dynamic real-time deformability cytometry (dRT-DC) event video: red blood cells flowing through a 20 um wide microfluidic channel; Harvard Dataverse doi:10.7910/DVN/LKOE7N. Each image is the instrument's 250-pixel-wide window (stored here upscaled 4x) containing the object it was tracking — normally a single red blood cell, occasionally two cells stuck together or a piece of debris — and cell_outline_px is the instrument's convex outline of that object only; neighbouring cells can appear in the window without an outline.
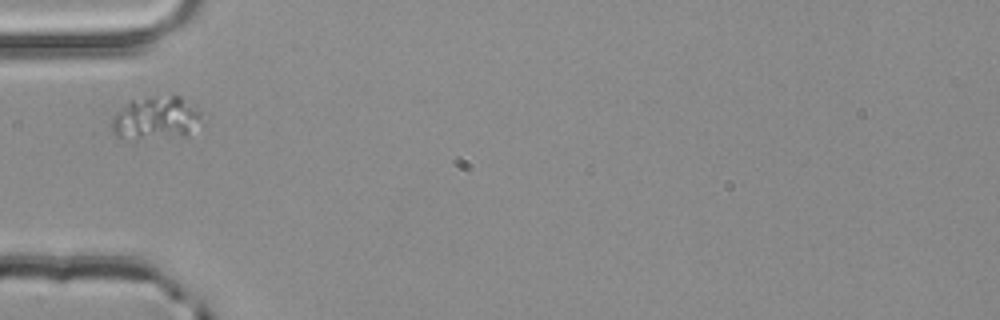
{"species": "common noctule bat (a hibernating species)", "species_latin": "Nyctalus noctula", "temperature_condition": "room temperature", "stored_images_in_passage": 1, "camera_frame_rate_fps": 3000, "um_per_image_px": 0.085, "animal": {"sex": "male", "body_mass_g": 20.4}, "frame": {"image": 1, "passage_image": 1, "time_ms": 0.0, "image_size_px": [1000, 320], "cell_outline_px": [[208, 112], [204, 124], [188, 136], [136, 140], [116, 136], [112, 132], [112, 120], [128, 100], [172, 96], [180, 96]], "centroid_in_image_um": [13.44, 10.07], "position_along_channel_um": 71.6, "area_um2": 23.64}}